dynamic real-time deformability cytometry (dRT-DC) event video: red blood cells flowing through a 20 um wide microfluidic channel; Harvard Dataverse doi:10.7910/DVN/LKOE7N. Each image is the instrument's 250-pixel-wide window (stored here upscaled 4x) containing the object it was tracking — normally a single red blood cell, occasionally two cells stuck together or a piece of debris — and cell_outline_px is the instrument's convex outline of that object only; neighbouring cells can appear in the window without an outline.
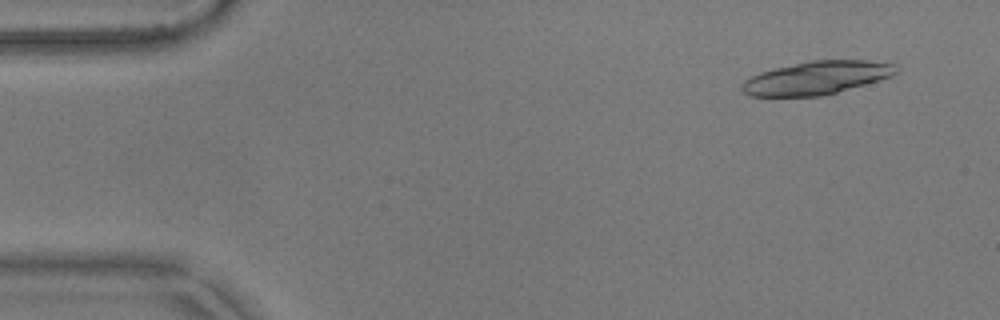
{"species": "common noctule bat (a hibernating species)", "species_latin": "Nyctalus noctula", "temperature_condition": "warm", "stored_images_in_passage": 18, "camera_frame_rate_fps": 3000, "um_per_image_px": 0.085, "animal": {"sex": "male", "body_mass_g": 17.9}, "frame": {"image": 1, "passage_image": 4, "time_ms": 1.0, "image_size_px": [1000, 320], "cell_outline_px": [[900, 68], [892, 76], [880, 80], [836, 92], [820, 96], [752, 96], [744, 92], [740, 88], [740, 84], [744, 80], [760, 72], [808, 60], [868, 60], [900, 64]], "centroid_in_image_um": [69.45, 6.6], "position_along_channel_um": 15.6, "area_um2": 29.94}}